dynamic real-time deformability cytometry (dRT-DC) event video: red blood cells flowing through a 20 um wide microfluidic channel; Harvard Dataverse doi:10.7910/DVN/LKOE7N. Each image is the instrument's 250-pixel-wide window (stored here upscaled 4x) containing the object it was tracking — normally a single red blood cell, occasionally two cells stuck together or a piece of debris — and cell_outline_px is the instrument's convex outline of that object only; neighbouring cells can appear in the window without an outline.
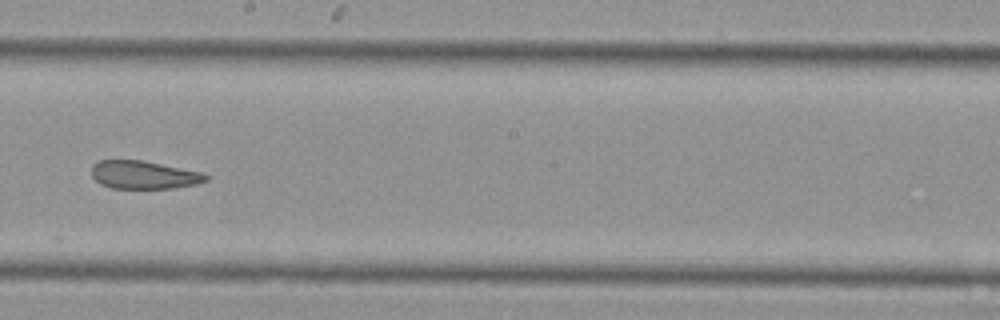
{"species": "Egyptian fruit bat (a non-hibernating species)", "species_latin": "Rousettus aegyptiacus", "temperature_condition": "cold", "stored_images_in_passage": 31, "camera_frame_rate_fps": 3000, "um_per_image_px": 0.085, "animal": {"sex": "female"}, "frame": {"image": 1, "passage_image": 14, "time_ms": 4.333, "image_size_px": [1000, 320], "cell_outline_px": [[208, 180], [196, 184], [172, 188], [112, 188], [100, 184], [92, 176], [92, 164], [100, 160], [140, 160], [200, 172], [208, 176]], "centroid_in_image_um": [12.18, 14.87], "position_along_channel_um": 236.0, "area_um2": 18.44}}